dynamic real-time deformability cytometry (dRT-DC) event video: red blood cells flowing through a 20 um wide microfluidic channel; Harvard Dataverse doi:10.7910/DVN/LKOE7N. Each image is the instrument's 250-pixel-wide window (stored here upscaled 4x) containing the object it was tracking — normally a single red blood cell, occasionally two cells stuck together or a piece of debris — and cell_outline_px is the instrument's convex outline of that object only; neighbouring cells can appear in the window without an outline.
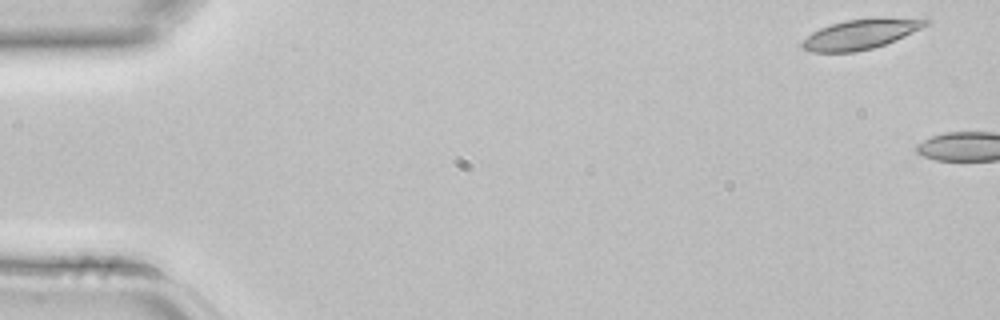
{"species": "common noctule bat (a hibernating species)", "species_latin": "Nyctalus noctula", "temperature_condition": "room temperature", "stored_images_in_passage": 4, "camera_frame_rate_fps": 3000, "um_per_image_px": 0.085, "animal": {"sex": "female", "body_mass_g": 22.7, "forearm_length_mm": 54.2}, "frame": {"image": 1, "passage_image": 1, "time_ms": 0.0, "image_size_px": [1000, 320], "cell_outline_px": [[932, 20], [928, 24], [920, 28], [884, 44], [872, 48], [852, 52], [812, 52], [800, 48], [800, 44], [812, 32], [820, 28], [844, 20], [872, 16], [928, 16]], "centroid_in_image_um": [73.25, 2.83], "position_along_channel_um": 11.7, "area_um2": 22.25}}
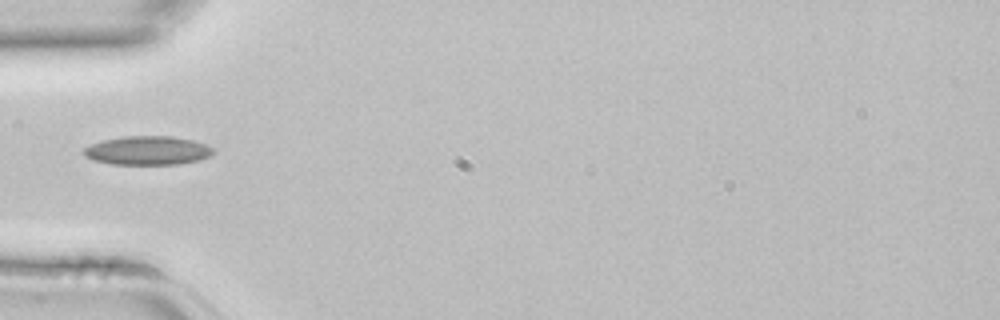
{"frame": {"image": 2, "passage_image": 4, "time_ms": 1.0, "image_size_px": [1000, 320], "cell_outline_px": [[216, 152], [208, 156], [196, 160], [180, 164], [112, 164], [92, 160], [84, 156], [84, 148], [92, 144], [104, 140], [124, 136], [172, 136], [192, 140], [204, 144], [212, 148]], "centroid_in_image_um": [12.53, 12.79], "position_along_channel_um": 72.5, "area_um2": 21.56}}